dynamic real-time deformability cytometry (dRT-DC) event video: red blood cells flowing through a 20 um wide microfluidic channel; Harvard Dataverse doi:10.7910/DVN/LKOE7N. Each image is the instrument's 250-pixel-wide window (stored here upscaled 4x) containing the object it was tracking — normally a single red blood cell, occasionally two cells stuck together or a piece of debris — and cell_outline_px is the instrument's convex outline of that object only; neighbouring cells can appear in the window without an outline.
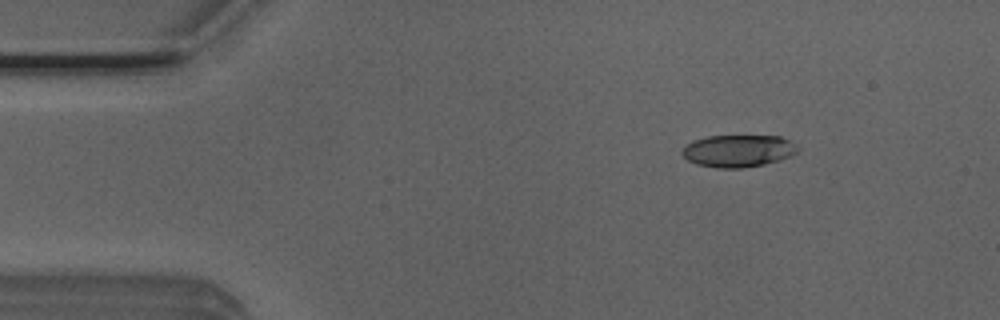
{"species": "Egyptian fruit bat (a non-hibernating species)", "species_latin": "Rousettus aegyptiacus", "temperature_condition": "room temperature", "stored_images_in_passage": 5, "camera_frame_rate_fps": 3000, "um_per_image_px": 0.085, "animal": {"sex": "male"}, "frame": {"image": 1, "passage_image": 2, "time_ms": 0.333, "image_size_px": [1000, 320], "cell_outline_px": [[800, 148], [796, 152], [780, 160], [764, 164], [744, 168], [716, 168], [696, 164], [688, 160], [680, 152], [692, 140], [708, 136], [780, 136], [796, 144]], "centroid_in_image_um": [62.74, 12.83], "position_along_channel_um": 22.3, "area_um2": 21.68}}